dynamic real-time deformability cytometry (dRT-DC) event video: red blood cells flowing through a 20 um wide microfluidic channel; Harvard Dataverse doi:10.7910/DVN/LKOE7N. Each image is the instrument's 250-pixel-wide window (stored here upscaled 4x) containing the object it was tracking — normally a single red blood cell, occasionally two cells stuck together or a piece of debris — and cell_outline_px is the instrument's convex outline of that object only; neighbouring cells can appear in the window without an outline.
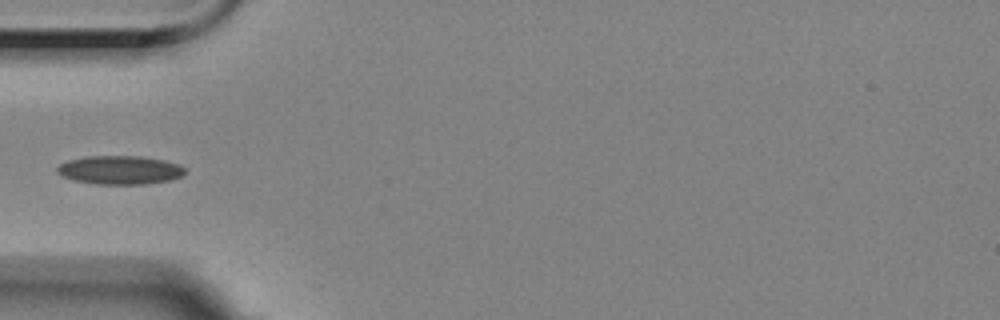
{"species": "Egyptian fruit bat (a non-hibernating species)", "species_latin": "Rousettus aegyptiacus", "temperature_condition": "room temperature", "stored_images_in_passage": 12, "camera_frame_rate_fps": 3000, "um_per_image_px": 0.085, "animal": {"sex": "female"}, "frame": {"image": 1, "passage_image": 1, "time_ms": 0.0, "image_size_px": [1000, 320], "cell_outline_px": [[184, 172], [180, 176], [168, 180], [144, 184], [96, 184], [72, 180], [60, 176], [56, 172], [56, 168], [60, 164], [68, 160], [88, 156], [140, 156], [164, 160], [176, 164], [184, 168]], "centroid_in_image_um": [10.11, 14.45], "position_along_channel_um": 74.9, "area_um2": 21.21}}
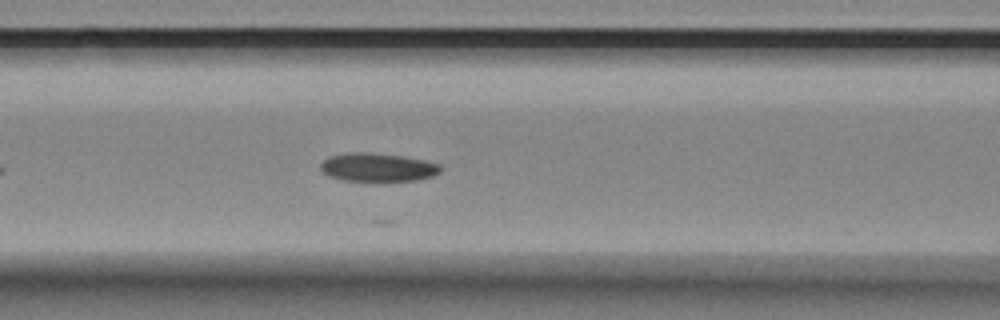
{"frame": {"image": 2, "passage_image": 6, "time_ms": 1.667, "image_size_px": [1000, 320], "cell_outline_px": [[440, 172], [432, 176], [416, 180], [344, 180], [328, 176], [320, 168], [320, 164], [328, 156], [348, 152], [368, 152], [404, 156], [424, 160], [440, 164]], "centroid_in_image_um": [32.08, 14.2], "position_along_channel_um": 134.5, "area_um2": 19.71}}
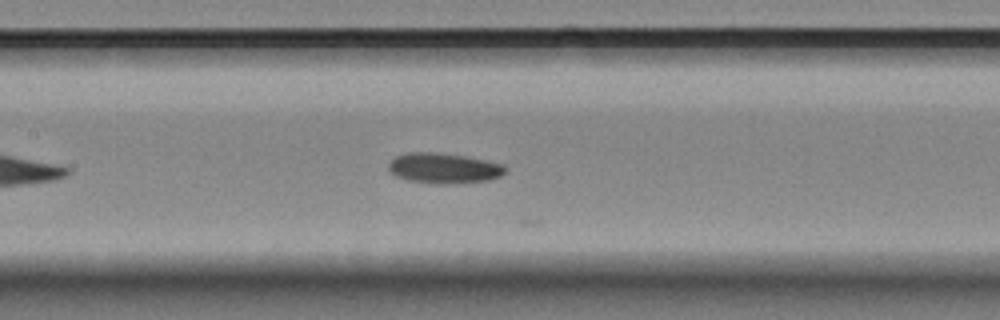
{"frame": {"image": 3, "passage_image": 9, "time_ms": 2.667, "image_size_px": [1000, 320], "cell_outline_px": [[508, 168], [500, 176], [488, 180], [444, 184], [436, 184], [408, 180], [396, 176], [388, 168], [388, 164], [396, 156], [408, 152], [436, 152], [464, 156], [504, 164]], "centroid_in_image_um": [37.72, 14.29], "position_along_channel_um": 169.7, "area_um2": 20.52}}